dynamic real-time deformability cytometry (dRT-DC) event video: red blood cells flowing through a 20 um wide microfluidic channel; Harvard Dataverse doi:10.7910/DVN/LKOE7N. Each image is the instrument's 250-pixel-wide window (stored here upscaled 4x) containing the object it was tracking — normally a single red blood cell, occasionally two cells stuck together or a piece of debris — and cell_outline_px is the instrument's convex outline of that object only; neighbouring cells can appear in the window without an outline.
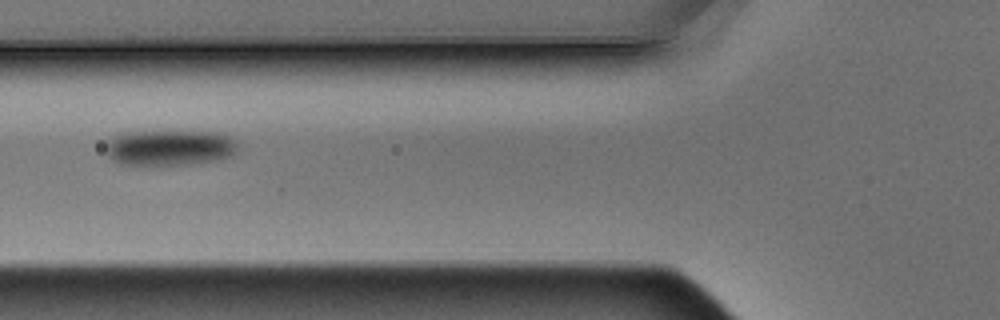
{"species": "Egyptian fruit bat (a non-hibernating species)", "species_latin": "Rousettus aegyptiacus", "temperature_condition": "warm", "stored_images_in_passage": 15, "camera_frame_rate_fps": 3000, "um_per_image_px": 0.085, "animal": {"sex": "male"}, "frame": {"image": 1, "passage_image": 6, "time_ms": 1.667, "image_size_px": [1000, 320], "cell_outline_px": [[236, 148], [232, 156], [216, 160], [188, 164], [120, 164], [112, 160], [108, 156], [108, 140], [124, 132], [216, 132], [228, 136], [236, 140]], "centroid_in_image_um": [14.44, 12.55], "position_along_channel_um": 111.4, "area_um2": 26.88}}
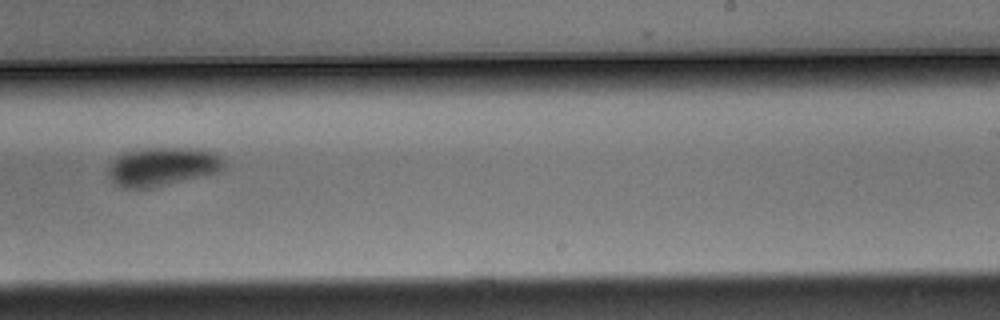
{"frame": {"image": 2, "passage_image": 10, "time_ms": 3.0, "image_size_px": [1000, 320], "cell_outline_px": [[224, 168], [220, 172], [152, 188], [124, 188], [116, 184], [108, 176], [108, 168], [112, 160], [116, 156], [124, 152], [148, 148], [184, 148], [212, 152], [220, 156], [224, 160]], "centroid_in_image_um": [13.78, 14.17], "position_along_channel_um": 275.2, "area_um2": 26.01}}
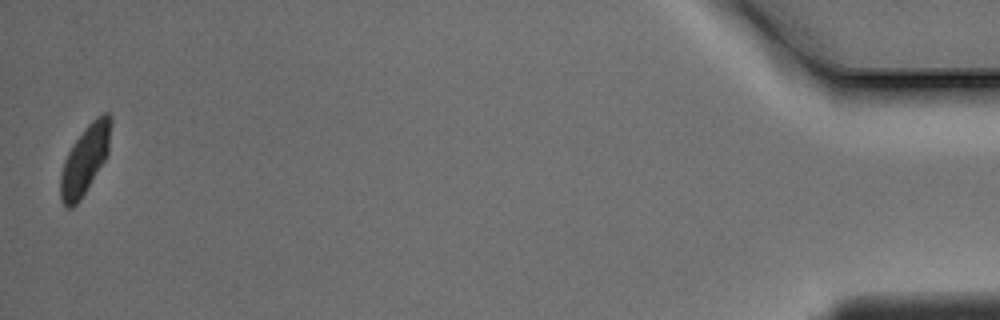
{"frame": {"image": 3, "passage_image": 15, "time_ms": 4.667, "image_size_px": [1000, 320], "cell_outline_px": [[112, 124], [108, 152], [104, 160], [80, 200], [72, 208], [68, 208], [60, 200], [60, 176], [64, 160], [72, 144], [84, 128], [96, 116], [104, 112], [108, 112], [112, 116]], "centroid_in_image_um": [7.22, 13.52], "position_along_channel_um": 428.0, "area_um2": 20.17}}